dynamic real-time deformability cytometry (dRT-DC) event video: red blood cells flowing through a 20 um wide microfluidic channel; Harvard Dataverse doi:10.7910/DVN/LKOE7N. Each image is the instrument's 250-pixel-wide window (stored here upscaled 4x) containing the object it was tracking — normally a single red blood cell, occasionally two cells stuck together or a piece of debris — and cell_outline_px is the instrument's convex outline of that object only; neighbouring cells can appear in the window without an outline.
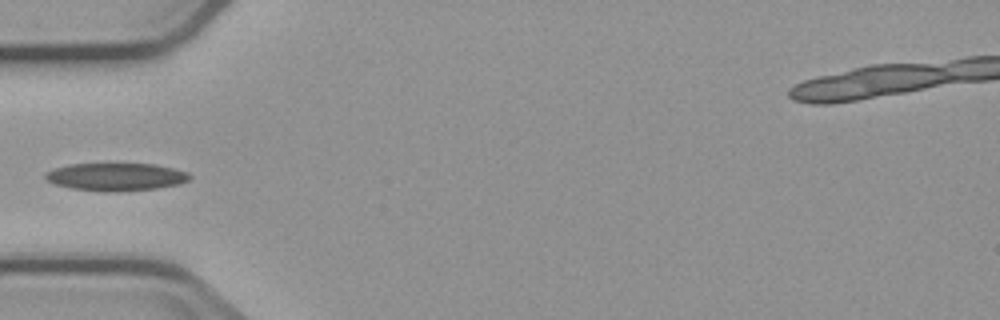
{"species": "common noctule bat (a hibernating species)", "species_latin": "Nyctalus noctula", "temperature_condition": "cold", "stored_images_in_passage": 6, "camera_frame_rate_fps": 3000, "um_per_image_px": 0.085, "animal": {"sex": "male", "body_mass_g": 23.1, "forearm_length_mm": 52.7}, "frame": {"image": 1, "passage_image": 5, "time_ms": 5.0, "image_size_px": [1000, 320], "cell_outline_px": [[192, 176], [188, 180], [180, 184], [156, 188], [116, 192], [104, 192], [72, 188], [52, 184], [44, 176], [44, 172], [52, 168], [68, 164], [156, 164], [188, 172]], "centroid_in_image_um": [9.82, 15.03], "position_along_channel_um": 75.2, "area_um2": 23.52}}
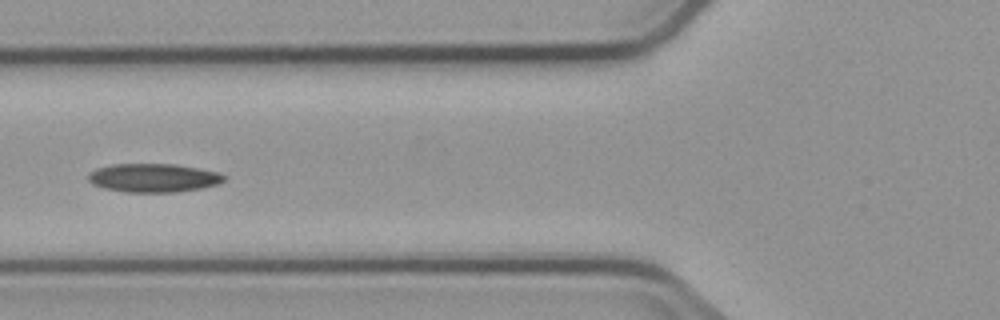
{"frame": {"image": 2, "passage_image": 6, "time_ms": 6.0, "image_size_px": [1000, 320], "cell_outline_px": [[224, 180], [216, 184], [200, 188], [176, 192], [124, 192], [104, 188], [92, 184], [88, 180], [88, 176], [96, 168], [112, 164], [176, 164], [216, 172], [224, 176]], "centroid_in_image_um": [12.99, 15.12], "position_along_channel_um": 112.8, "area_um2": 22.37}}